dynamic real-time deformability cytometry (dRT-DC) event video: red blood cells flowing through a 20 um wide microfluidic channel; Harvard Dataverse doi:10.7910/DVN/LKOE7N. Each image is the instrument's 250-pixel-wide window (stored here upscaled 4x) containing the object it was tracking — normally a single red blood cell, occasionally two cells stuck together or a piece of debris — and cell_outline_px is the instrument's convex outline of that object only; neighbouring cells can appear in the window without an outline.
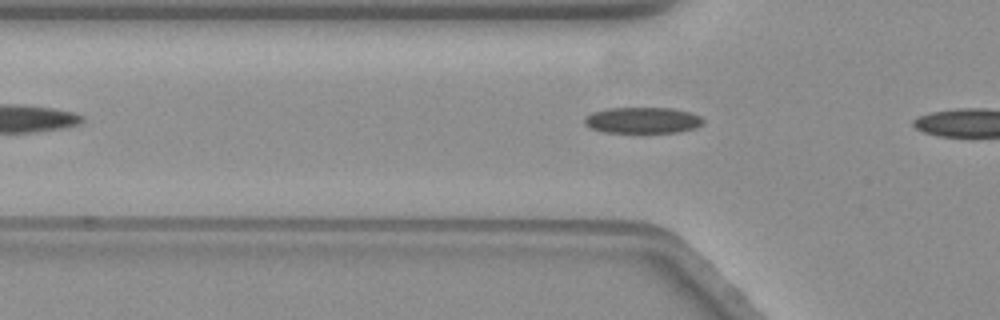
{"species": "common noctule bat (a hibernating species)", "species_latin": "Nyctalus noctula", "temperature_condition": "warm", "stored_images_in_passage": 9, "camera_frame_rate_fps": 3000, "um_per_image_px": 0.085, "animal": {"sex": "female", "body_mass_g": 19.3, "forearm_length_mm": 54.1}, "frame": {"image": 1, "passage_image": 6, "time_ms": 1.667, "image_size_px": [1000, 320], "cell_outline_px": [[704, 124], [696, 128], [680, 132], [604, 132], [588, 128], [584, 124], [584, 116], [592, 112], [608, 108], [672, 108], [688, 112], [700, 116], [704, 120]], "centroid_in_image_um": [54.6, 10.22], "position_along_channel_um": 71.2, "area_um2": 18.21}}